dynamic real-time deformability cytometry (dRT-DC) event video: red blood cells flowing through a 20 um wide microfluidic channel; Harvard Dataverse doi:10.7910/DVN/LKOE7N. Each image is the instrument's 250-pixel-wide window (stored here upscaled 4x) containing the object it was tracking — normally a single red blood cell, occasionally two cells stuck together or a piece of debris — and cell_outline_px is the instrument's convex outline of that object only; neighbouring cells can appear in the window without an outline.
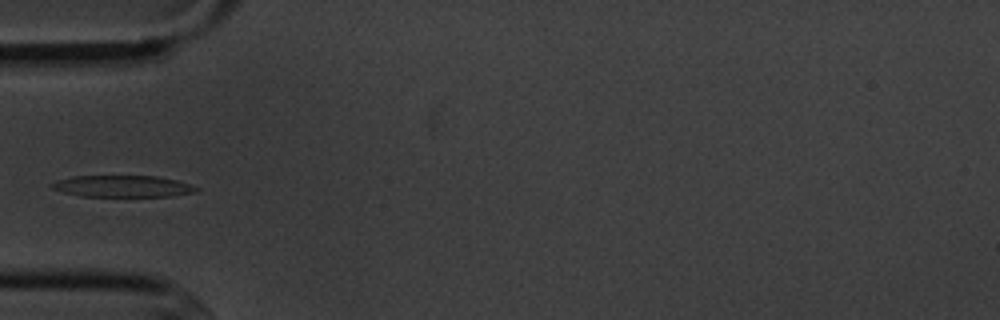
{"species": "common noctule bat (a hibernating species)", "species_latin": "Nyctalus noctula", "temperature_condition": "cold", "stored_images_in_passage": 6, "camera_frame_rate_fps": 3000, "um_per_image_px": 0.085, "animal": {"sex": "male", "body_mass_g": 20.1, "forearm_length_mm": 53.5}, "frame": {"image": 1, "passage_image": 6, "time_ms": 5.667, "image_size_px": [1000, 320], "cell_outline_px": [[200, 188], [196, 192], [172, 196], [80, 196], [64, 192], [52, 188], [48, 184], [56, 180], [72, 176], [156, 176], [176, 180]], "centroid_in_image_um": [10.39, 15.83], "position_along_channel_um": 74.6, "area_um2": 18.15}}